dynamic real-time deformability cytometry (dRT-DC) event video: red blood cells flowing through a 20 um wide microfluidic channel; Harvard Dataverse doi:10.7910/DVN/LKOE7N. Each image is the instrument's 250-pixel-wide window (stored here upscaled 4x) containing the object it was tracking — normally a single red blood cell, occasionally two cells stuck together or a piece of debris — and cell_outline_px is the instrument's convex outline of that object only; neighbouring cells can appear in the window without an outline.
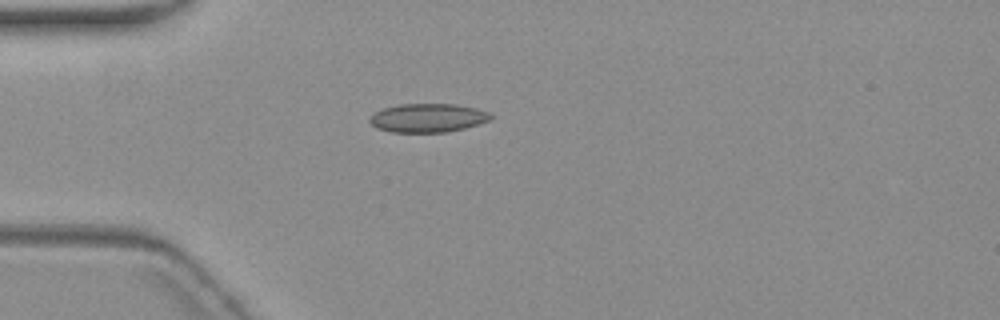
{"species": "common noctule bat (a hibernating species)", "species_latin": "Nyctalus noctula", "temperature_condition": "warm", "stored_images_in_passage": 1, "camera_frame_rate_fps": 3000, "um_per_image_px": 0.085, "animal": {"sex": "female", "body_mass_g": 19.3, "forearm_length_mm": 54.1}, "frame": {"image": 1, "passage_image": 1, "time_ms": 0.0, "image_size_px": [1000, 320], "cell_outline_px": [[492, 116], [488, 120], [464, 128], [444, 132], [392, 132], [376, 128], [368, 120], [372, 112], [384, 108], [400, 104], [456, 104], [476, 108], [488, 112]], "centroid_in_image_um": [36.3, 10.01], "position_along_channel_um": 48.7, "area_um2": 20.11}}